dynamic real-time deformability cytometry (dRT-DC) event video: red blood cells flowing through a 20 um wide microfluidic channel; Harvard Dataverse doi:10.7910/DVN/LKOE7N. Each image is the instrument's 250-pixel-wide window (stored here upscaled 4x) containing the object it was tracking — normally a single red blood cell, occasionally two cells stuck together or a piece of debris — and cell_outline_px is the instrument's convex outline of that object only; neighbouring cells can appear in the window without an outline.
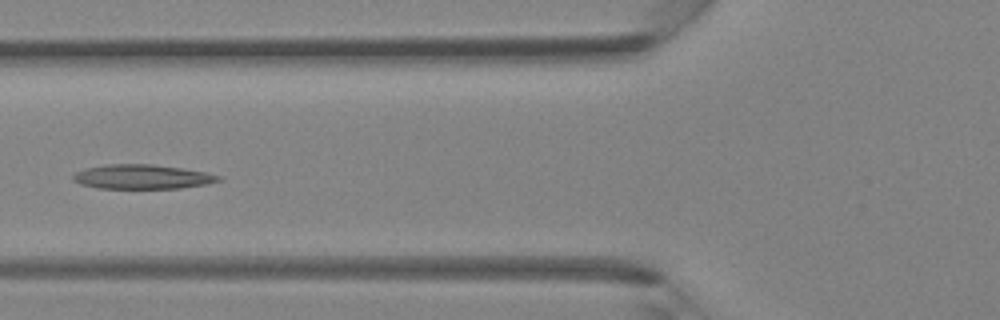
{"species": "Egyptian fruit bat (a non-hibernating species)", "species_latin": "Rousettus aegyptiacus", "temperature_condition": "room temperature", "stored_images_in_passage": 31, "camera_frame_rate_fps": 3000, "um_per_image_px": 0.085, "animal": {"sex": "female"}, "frame": {"image": 1, "passage_image": 5, "time_ms": 1.333, "image_size_px": [1000, 320], "cell_outline_px": [[224, 176], [220, 180], [208, 184], [180, 188], [96, 188], [80, 184], [72, 180], [72, 176], [76, 172], [88, 168], [104, 164], [152, 164], [180, 168], [204, 172]], "centroid_in_image_um": [12.08, 15.03], "position_along_channel_um": 113.7, "area_um2": 20.63}}
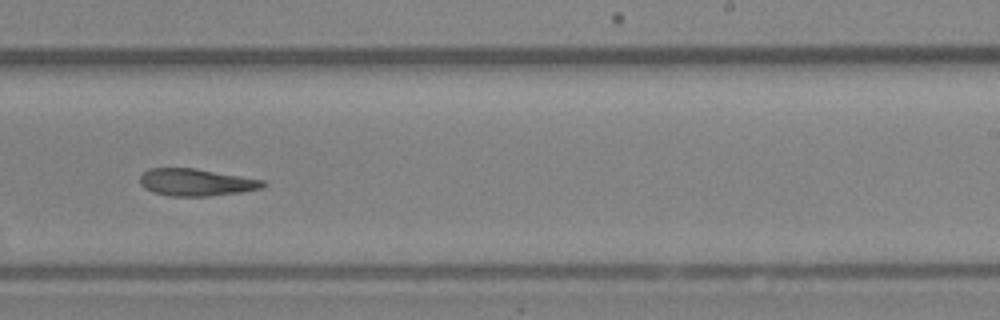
{"frame": {"image": 2, "passage_image": 15, "time_ms": 4.667, "image_size_px": [1000, 320], "cell_outline_px": [[268, 184], [260, 188], [240, 192], [208, 196], [168, 196], [144, 188], [140, 184], [140, 176], [148, 168], [196, 168], [264, 180]], "centroid_in_image_um": [16.66, 15.49], "position_along_channel_um": 272.3, "area_um2": 19.42}}
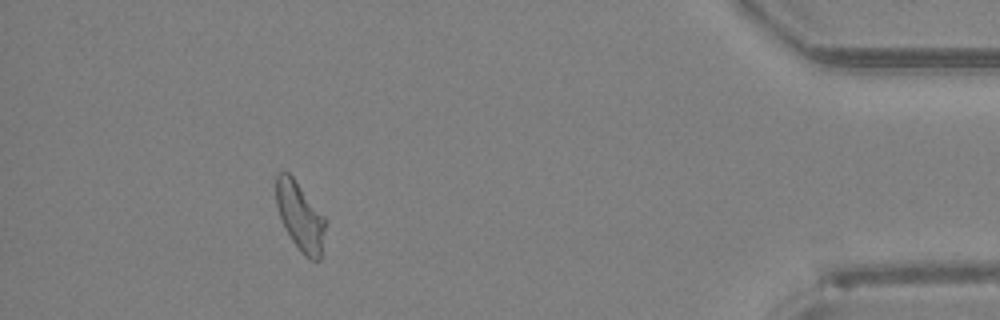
{"frame": {"image": 3, "passage_image": 27, "time_ms": 8.667, "image_size_px": [1000, 320], "cell_outline_px": [[328, 224], [320, 260], [312, 260], [304, 256], [300, 252], [284, 228], [276, 204], [276, 172], [288, 172], [292, 176], [328, 220]], "centroid_in_image_um": [25.55, 18.43], "position_along_channel_um": 409.7, "area_um2": 20.06}}